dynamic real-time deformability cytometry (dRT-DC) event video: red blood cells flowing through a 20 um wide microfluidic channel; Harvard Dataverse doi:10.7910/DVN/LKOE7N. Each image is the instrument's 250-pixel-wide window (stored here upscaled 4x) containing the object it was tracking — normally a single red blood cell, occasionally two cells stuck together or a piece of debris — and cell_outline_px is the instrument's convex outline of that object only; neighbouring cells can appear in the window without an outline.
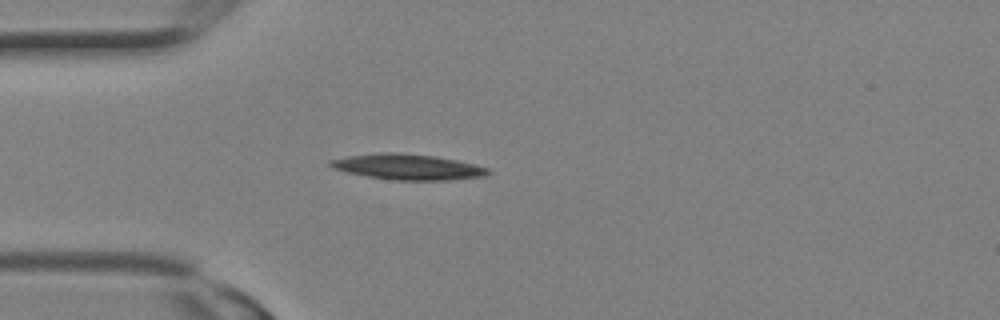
{"species": "Egyptian fruit bat (a non-hibernating species)", "species_latin": "Rousettus aegyptiacus", "temperature_condition": "room temperature", "stored_images_in_passage": 1, "camera_frame_rate_fps": 3000, "um_per_image_px": 0.085, "animal": {"sex": "female"}, "frame": {"image": 1, "passage_image": 1, "time_ms": 0.0, "image_size_px": [1000, 320], "cell_outline_px": [[492, 172], [484, 176], [452, 180], [392, 180], [368, 176], [348, 172], [332, 168], [328, 164], [328, 160], [348, 156], [384, 152], [400, 152], [436, 156], [456, 160], [488, 168]], "centroid_in_image_um": [34.66, 14.18], "position_along_channel_um": 50.3, "area_um2": 23.52}}